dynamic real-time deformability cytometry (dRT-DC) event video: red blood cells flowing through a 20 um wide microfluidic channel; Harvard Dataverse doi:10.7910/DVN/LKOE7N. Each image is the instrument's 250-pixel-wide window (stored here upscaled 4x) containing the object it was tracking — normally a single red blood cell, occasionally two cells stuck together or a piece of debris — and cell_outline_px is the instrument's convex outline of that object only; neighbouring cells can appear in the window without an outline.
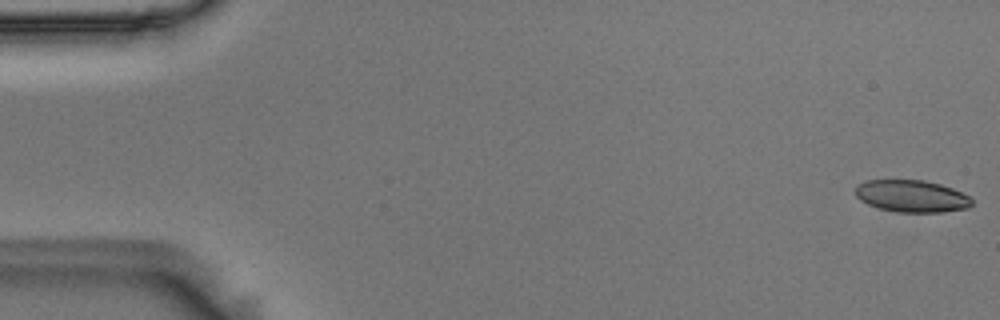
{"species": "Egyptian fruit bat (a non-hibernating species)", "species_latin": "Rousettus aegyptiacus", "temperature_condition": "room temperature", "stored_images_in_passage": 13, "camera_frame_rate_fps": 3000, "um_per_image_px": 0.085, "animal": {"sex": "male"}, "frame": {"image": 1, "passage_image": 1, "time_ms": 0.0, "image_size_px": [1000, 320], "cell_outline_px": [[972, 204], [968, 208], [940, 212], [896, 212], [880, 208], [868, 204], [860, 200], [856, 196], [856, 188], [860, 184], [868, 180], [924, 180], [940, 184], [952, 188], [972, 196]], "centroid_in_image_um": [77.54, 16.67], "position_along_channel_um": 7.5, "area_um2": 21.73}}